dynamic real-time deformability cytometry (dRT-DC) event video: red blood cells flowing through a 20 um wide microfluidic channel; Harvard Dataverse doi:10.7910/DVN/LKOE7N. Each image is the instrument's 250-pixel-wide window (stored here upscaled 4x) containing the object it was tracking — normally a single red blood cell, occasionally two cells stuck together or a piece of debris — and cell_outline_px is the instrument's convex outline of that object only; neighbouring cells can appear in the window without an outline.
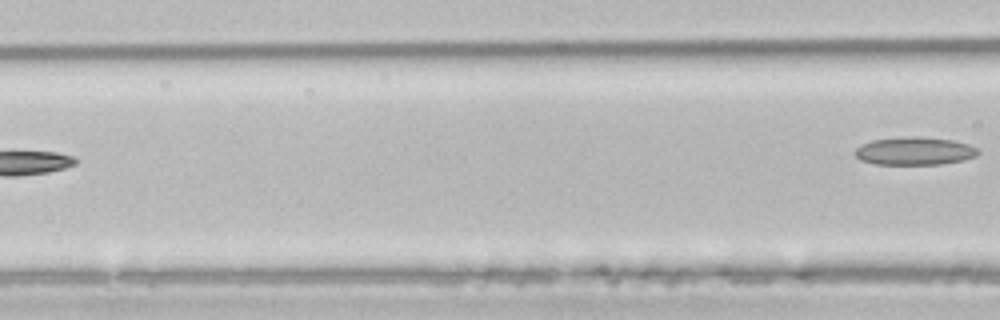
{"species": "common noctule bat (a hibernating species)", "species_latin": "Nyctalus noctula", "temperature_condition": "room temperature", "stored_images_in_passage": 4, "camera_frame_rate_fps": 3000, "um_per_image_px": 0.085, "animal": {"sex": "male", "body_mass_g": 21.5, "forearm_length_mm": 52.0}, "frame": {"image": 1, "passage_image": 4, "time_ms": 4.0, "image_size_px": [1000, 320], "cell_outline_px": [[980, 152], [976, 156], [964, 160], [940, 164], [876, 164], [860, 160], [852, 152], [856, 148], [872, 140], [904, 136], [916, 136], [952, 140], [968, 144], [976, 148]], "centroid_in_image_um": [77.72, 12.83], "position_along_channel_um": 88.9, "area_um2": 20.06}}